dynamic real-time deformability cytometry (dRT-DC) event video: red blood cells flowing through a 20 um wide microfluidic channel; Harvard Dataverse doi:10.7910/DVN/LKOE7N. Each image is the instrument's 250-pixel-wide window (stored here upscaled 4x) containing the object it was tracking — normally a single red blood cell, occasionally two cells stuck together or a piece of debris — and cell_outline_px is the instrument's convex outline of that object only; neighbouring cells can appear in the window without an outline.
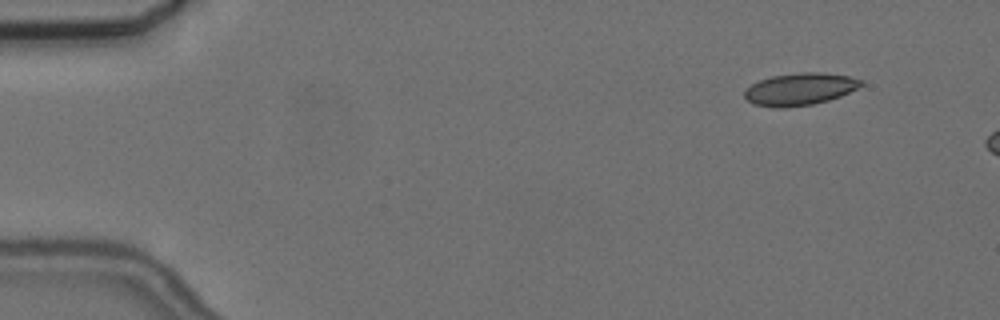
{"species": "common noctule bat (a hibernating species)", "species_latin": "Nyctalus noctula", "temperature_condition": "cold", "stored_images_in_passage": 4, "camera_frame_rate_fps": 3000, "um_per_image_px": 0.085, "animal": {"sex": "female", "body_mass_g": 24.6, "forearm_length_mm": 56.2}, "frame": {"image": 1, "passage_image": 2, "time_ms": 1.333, "image_size_px": [1000, 320], "cell_outline_px": [[864, 84], [840, 96], [828, 100], [812, 104], [784, 108], [772, 108], [752, 104], [744, 96], [744, 92], [752, 84], [760, 80], [772, 76], [800, 72], [820, 72], [848, 76], [864, 80]], "centroid_in_image_um": [67.98, 7.58], "position_along_channel_um": 17.0, "area_um2": 21.85}}